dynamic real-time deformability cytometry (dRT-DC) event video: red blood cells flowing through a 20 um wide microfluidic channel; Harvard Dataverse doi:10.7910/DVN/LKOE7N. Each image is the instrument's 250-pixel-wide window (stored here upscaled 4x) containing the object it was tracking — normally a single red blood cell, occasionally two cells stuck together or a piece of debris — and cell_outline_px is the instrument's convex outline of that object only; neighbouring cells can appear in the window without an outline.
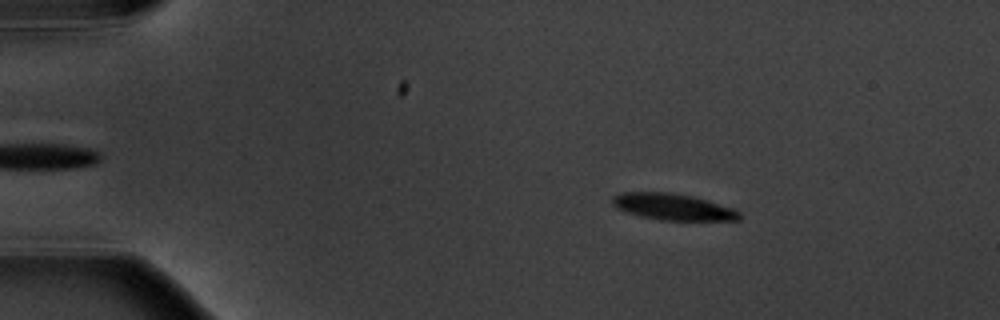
{"species": "common noctule bat (a hibernating species)", "species_latin": "Nyctalus noctula", "temperature_condition": "warm", "stored_images_in_passage": 8, "camera_frame_rate_fps": 3000, "um_per_image_px": 0.085, "animal": {"sex": "male", "body_mass_g": 20.1, "forearm_length_mm": 53.5}, "frame": {"image": 1, "passage_image": 1, "time_ms": 0.0, "image_size_px": [1000, 320], "cell_outline_px": [[740, 220], [660, 220], [640, 216], [624, 212], [616, 208], [612, 204], [612, 196], [620, 192], [672, 192], [692, 196], [708, 200], [732, 208], [740, 212]], "centroid_in_image_um": [57.15, 17.57], "position_along_channel_um": 27.9, "area_um2": 19.71}}
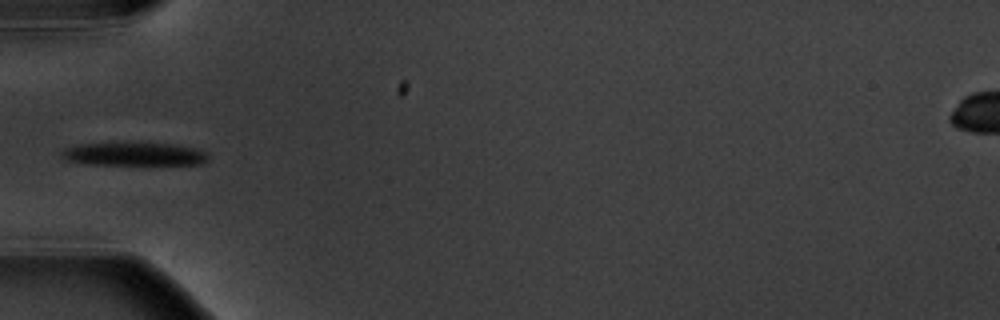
{"frame": {"image": 2, "passage_image": 4, "time_ms": 3.333, "image_size_px": [1000, 320], "cell_outline_px": [[208, 160], [204, 164], [84, 164], [64, 160], [60, 156], [60, 152], [64, 148], [80, 144], [176, 144], [196, 148], [208, 152]], "centroid_in_image_um": [11.4, 13.11], "position_along_channel_um": 73.6, "area_um2": 19.65}}
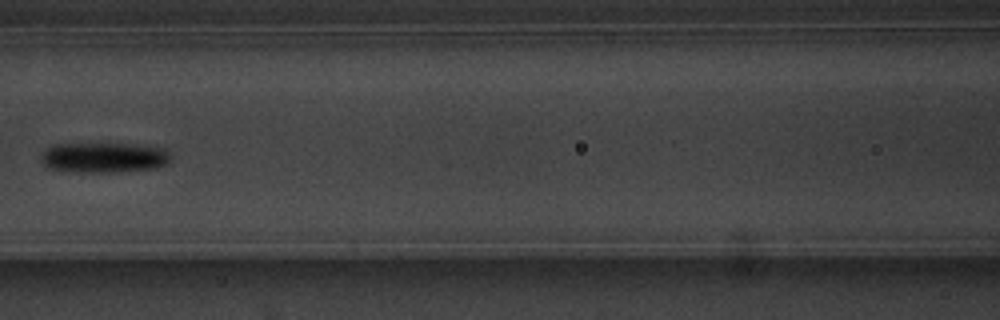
{"frame": {"image": 3, "passage_image": 6, "time_ms": 5.667, "image_size_px": [1000, 320], "cell_outline_px": [[168, 164], [156, 168], [112, 172], [80, 172], [48, 168], [40, 160], [40, 156], [44, 148], [56, 144], [136, 144], [164, 148], [168, 152]], "centroid_in_image_um": [8.79, 13.38], "position_along_channel_um": 157.8, "area_um2": 22.83}}